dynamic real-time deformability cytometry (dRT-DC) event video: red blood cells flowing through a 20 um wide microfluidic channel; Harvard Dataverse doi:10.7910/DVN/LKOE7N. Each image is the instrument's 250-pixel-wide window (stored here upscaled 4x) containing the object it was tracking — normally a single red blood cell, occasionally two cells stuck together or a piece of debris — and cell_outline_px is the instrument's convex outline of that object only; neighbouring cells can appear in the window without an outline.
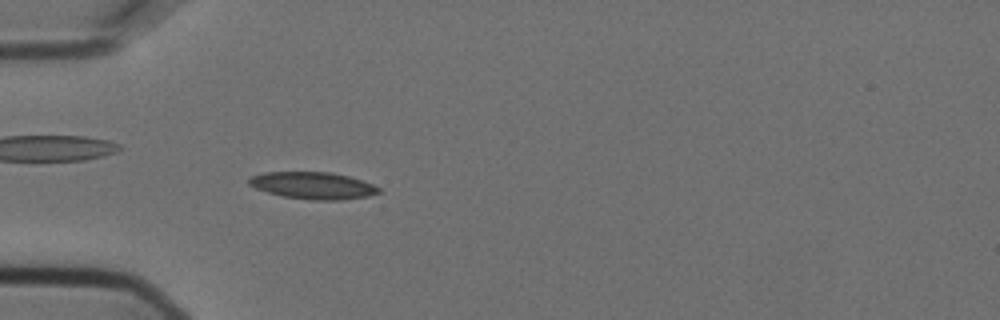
{"species": "Egyptian fruit bat (a non-hibernating species)", "species_latin": "Rousettus aegyptiacus", "temperature_condition": "cold", "stored_images_in_passage": 5, "camera_frame_rate_fps": 3000, "um_per_image_px": 0.085, "animal": {"sex": "female"}, "frame": {"image": 1, "passage_image": 5, "time_ms": 1.333, "image_size_px": [1000, 320], "cell_outline_px": [[380, 192], [368, 196], [340, 200], [312, 200], [284, 196], [268, 192], [256, 188], [248, 184], [248, 180], [252, 176], [264, 172], [332, 172], [348, 176], [372, 184], [380, 188]], "centroid_in_image_um": [26.6, 15.76], "position_along_channel_um": 58.4, "area_um2": 20.23}}